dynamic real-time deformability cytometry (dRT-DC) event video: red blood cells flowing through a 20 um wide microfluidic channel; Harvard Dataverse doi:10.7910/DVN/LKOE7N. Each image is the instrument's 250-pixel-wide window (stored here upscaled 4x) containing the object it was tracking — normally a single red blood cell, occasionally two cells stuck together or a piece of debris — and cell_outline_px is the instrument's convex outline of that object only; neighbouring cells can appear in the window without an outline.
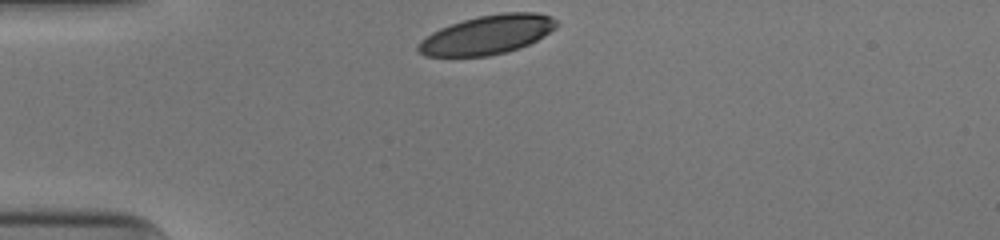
{"species": "human", "species_latin": "Homo sapiens", "temperature_condition": "cold", "stored_images_in_passage": 30, "camera_frame_rate_fps": 3000, "um_per_image_px": 0.085, "donor": {"sex": "male"}, "frame": {"image": 1, "passage_image": 1, "time_ms": 0.0, "image_size_px": [1000, 240], "cell_outline_px": [[556, 28], [536, 40], [528, 44], [508, 52], [488, 56], [424, 56], [416, 48], [420, 40], [432, 32], [440, 28], [464, 20], [480, 16], [504, 12], [536, 12], [552, 16], [556, 20]], "centroid_in_image_um": [41.42, 2.95], "position_along_channel_um": 43.6, "area_um2": 31.27}}
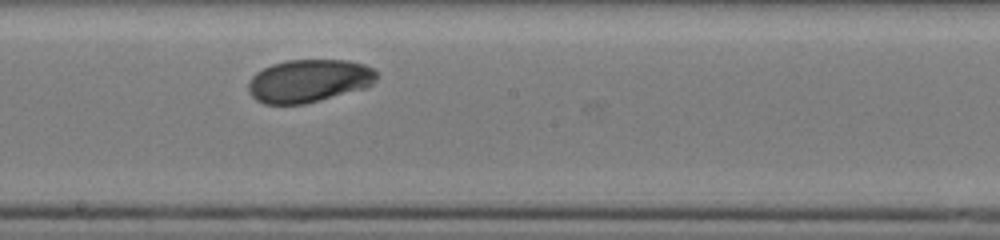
{"frame": {"image": 2, "passage_image": 17, "time_ms": 5.333, "image_size_px": [1000, 240], "cell_outline_px": [[376, 80], [368, 88], [304, 104], [264, 104], [256, 100], [252, 96], [248, 88], [248, 84], [252, 76], [256, 72], [272, 64], [288, 60], [348, 60], [364, 64], [372, 68], [376, 72]], "centroid_in_image_um": [26.27, 6.87], "position_along_channel_um": 221.9, "area_um2": 32.19}}
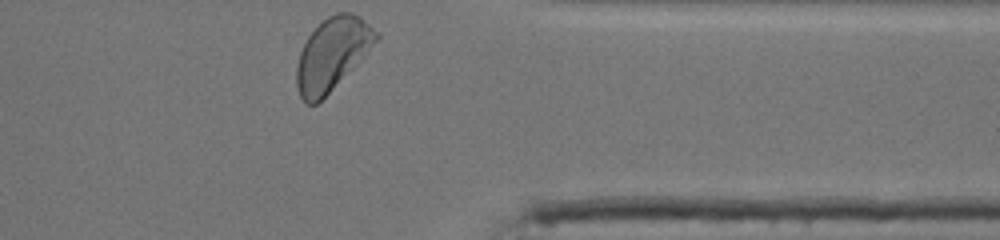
{"frame": {"image": 3, "passage_image": 30, "time_ms": 9.667, "image_size_px": [1000, 240], "cell_outline_px": [[380, 36], [364, 56], [316, 104], [304, 104], [296, 88], [296, 68], [300, 52], [308, 36], [328, 16], [336, 12], [352, 12], [360, 16], [380, 32]], "centroid_in_image_um": [28.24, 4.57], "position_along_channel_um": 383.2, "area_um2": 33.12}, "authors_computed_cell_mechanics": {"area_um2": 32.4547, "velocity_mm_per_s": 3.9058, "shape_relaxation_time_tau1_ms": 2.0932, "shape_relaxation_time_tau2_ms": null, "deformation_change_tau1": 0.1156, "deformation_change_tau2": null}}